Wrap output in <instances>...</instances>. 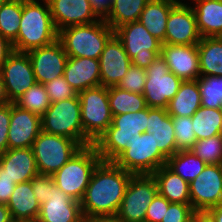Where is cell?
Wrapping results in <instances>:
<instances>
[{
  "mask_svg": "<svg viewBox=\"0 0 222 222\" xmlns=\"http://www.w3.org/2000/svg\"><path fill=\"white\" fill-rule=\"evenodd\" d=\"M133 175L112 161H101L96 166L80 201L83 215L88 219L116 216Z\"/></svg>",
  "mask_w": 222,
  "mask_h": 222,
  "instance_id": "1",
  "label": "cell"
},
{
  "mask_svg": "<svg viewBox=\"0 0 222 222\" xmlns=\"http://www.w3.org/2000/svg\"><path fill=\"white\" fill-rule=\"evenodd\" d=\"M22 0L19 32L12 43L14 51L28 52L52 44L58 39L47 0Z\"/></svg>",
  "mask_w": 222,
  "mask_h": 222,
  "instance_id": "2",
  "label": "cell"
},
{
  "mask_svg": "<svg viewBox=\"0 0 222 222\" xmlns=\"http://www.w3.org/2000/svg\"><path fill=\"white\" fill-rule=\"evenodd\" d=\"M148 107L137 112L115 115L112 124L93 144L102 161H114L141 133L147 132Z\"/></svg>",
  "mask_w": 222,
  "mask_h": 222,
  "instance_id": "3",
  "label": "cell"
},
{
  "mask_svg": "<svg viewBox=\"0 0 222 222\" xmlns=\"http://www.w3.org/2000/svg\"><path fill=\"white\" fill-rule=\"evenodd\" d=\"M115 31L100 20L85 25H73L58 31V40L69 57L99 59Z\"/></svg>",
  "mask_w": 222,
  "mask_h": 222,
  "instance_id": "4",
  "label": "cell"
},
{
  "mask_svg": "<svg viewBox=\"0 0 222 222\" xmlns=\"http://www.w3.org/2000/svg\"><path fill=\"white\" fill-rule=\"evenodd\" d=\"M101 161L93 144L82 147L52 175L54 183L63 193L81 201L92 174Z\"/></svg>",
  "mask_w": 222,
  "mask_h": 222,
  "instance_id": "5",
  "label": "cell"
},
{
  "mask_svg": "<svg viewBox=\"0 0 222 222\" xmlns=\"http://www.w3.org/2000/svg\"><path fill=\"white\" fill-rule=\"evenodd\" d=\"M81 105L83 147L94 144L112 124L108 88L98 86L78 93Z\"/></svg>",
  "mask_w": 222,
  "mask_h": 222,
  "instance_id": "6",
  "label": "cell"
},
{
  "mask_svg": "<svg viewBox=\"0 0 222 222\" xmlns=\"http://www.w3.org/2000/svg\"><path fill=\"white\" fill-rule=\"evenodd\" d=\"M81 148L76 140L41 131L32 146L39 174L52 176Z\"/></svg>",
  "mask_w": 222,
  "mask_h": 222,
  "instance_id": "7",
  "label": "cell"
},
{
  "mask_svg": "<svg viewBox=\"0 0 222 222\" xmlns=\"http://www.w3.org/2000/svg\"><path fill=\"white\" fill-rule=\"evenodd\" d=\"M117 166L134 175L153 174L167 164V158L155 145L154 137L148 132L136 137L114 161Z\"/></svg>",
  "mask_w": 222,
  "mask_h": 222,
  "instance_id": "8",
  "label": "cell"
},
{
  "mask_svg": "<svg viewBox=\"0 0 222 222\" xmlns=\"http://www.w3.org/2000/svg\"><path fill=\"white\" fill-rule=\"evenodd\" d=\"M42 131L76 140L83 147L79 95L53 102L41 117Z\"/></svg>",
  "mask_w": 222,
  "mask_h": 222,
  "instance_id": "9",
  "label": "cell"
},
{
  "mask_svg": "<svg viewBox=\"0 0 222 222\" xmlns=\"http://www.w3.org/2000/svg\"><path fill=\"white\" fill-rule=\"evenodd\" d=\"M115 35L121 40L133 66L147 69L161 55L162 43L139 21L118 27Z\"/></svg>",
  "mask_w": 222,
  "mask_h": 222,
  "instance_id": "10",
  "label": "cell"
},
{
  "mask_svg": "<svg viewBox=\"0 0 222 222\" xmlns=\"http://www.w3.org/2000/svg\"><path fill=\"white\" fill-rule=\"evenodd\" d=\"M158 193L152 174L133 175L116 214L123 222H145L149 205Z\"/></svg>",
  "mask_w": 222,
  "mask_h": 222,
  "instance_id": "11",
  "label": "cell"
},
{
  "mask_svg": "<svg viewBox=\"0 0 222 222\" xmlns=\"http://www.w3.org/2000/svg\"><path fill=\"white\" fill-rule=\"evenodd\" d=\"M182 82V79L169 70L162 56H158L146 69L143 96L147 107L167 109Z\"/></svg>",
  "mask_w": 222,
  "mask_h": 222,
  "instance_id": "12",
  "label": "cell"
},
{
  "mask_svg": "<svg viewBox=\"0 0 222 222\" xmlns=\"http://www.w3.org/2000/svg\"><path fill=\"white\" fill-rule=\"evenodd\" d=\"M190 204L194 210H208L222 203V164H207L189 183Z\"/></svg>",
  "mask_w": 222,
  "mask_h": 222,
  "instance_id": "13",
  "label": "cell"
},
{
  "mask_svg": "<svg viewBox=\"0 0 222 222\" xmlns=\"http://www.w3.org/2000/svg\"><path fill=\"white\" fill-rule=\"evenodd\" d=\"M201 39L192 7L179 1L170 10L163 44L197 45Z\"/></svg>",
  "mask_w": 222,
  "mask_h": 222,
  "instance_id": "14",
  "label": "cell"
},
{
  "mask_svg": "<svg viewBox=\"0 0 222 222\" xmlns=\"http://www.w3.org/2000/svg\"><path fill=\"white\" fill-rule=\"evenodd\" d=\"M26 53L31 61L36 83L45 84L63 76L69 56L58 39L50 45Z\"/></svg>",
  "mask_w": 222,
  "mask_h": 222,
  "instance_id": "15",
  "label": "cell"
},
{
  "mask_svg": "<svg viewBox=\"0 0 222 222\" xmlns=\"http://www.w3.org/2000/svg\"><path fill=\"white\" fill-rule=\"evenodd\" d=\"M0 73L11 103L36 83L31 61L25 52L14 51Z\"/></svg>",
  "mask_w": 222,
  "mask_h": 222,
  "instance_id": "16",
  "label": "cell"
},
{
  "mask_svg": "<svg viewBox=\"0 0 222 222\" xmlns=\"http://www.w3.org/2000/svg\"><path fill=\"white\" fill-rule=\"evenodd\" d=\"M98 60L101 86L107 88L117 86L132 65L121 40L115 34L108 40Z\"/></svg>",
  "mask_w": 222,
  "mask_h": 222,
  "instance_id": "17",
  "label": "cell"
},
{
  "mask_svg": "<svg viewBox=\"0 0 222 222\" xmlns=\"http://www.w3.org/2000/svg\"><path fill=\"white\" fill-rule=\"evenodd\" d=\"M47 1L57 31L68 26L91 24L101 19L89 0Z\"/></svg>",
  "mask_w": 222,
  "mask_h": 222,
  "instance_id": "18",
  "label": "cell"
},
{
  "mask_svg": "<svg viewBox=\"0 0 222 222\" xmlns=\"http://www.w3.org/2000/svg\"><path fill=\"white\" fill-rule=\"evenodd\" d=\"M83 216L80 201L63 193L51 176V190L40 206L37 222H76Z\"/></svg>",
  "mask_w": 222,
  "mask_h": 222,
  "instance_id": "19",
  "label": "cell"
},
{
  "mask_svg": "<svg viewBox=\"0 0 222 222\" xmlns=\"http://www.w3.org/2000/svg\"><path fill=\"white\" fill-rule=\"evenodd\" d=\"M42 131L41 117L11 103L8 149L32 148Z\"/></svg>",
  "mask_w": 222,
  "mask_h": 222,
  "instance_id": "20",
  "label": "cell"
},
{
  "mask_svg": "<svg viewBox=\"0 0 222 222\" xmlns=\"http://www.w3.org/2000/svg\"><path fill=\"white\" fill-rule=\"evenodd\" d=\"M161 56L169 70L183 81L197 80L200 77L197 45L162 44Z\"/></svg>",
  "mask_w": 222,
  "mask_h": 222,
  "instance_id": "21",
  "label": "cell"
},
{
  "mask_svg": "<svg viewBox=\"0 0 222 222\" xmlns=\"http://www.w3.org/2000/svg\"><path fill=\"white\" fill-rule=\"evenodd\" d=\"M39 174L32 148L7 149L0 154V176L15 184L27 182Z\"/></svg>",
  "mask_w": 222,
  "mask_h": 222,
  "instance_id": "22",
  "label": "cell"
},
{
  "mask_svg": "<svg viewBox=\"0 0 222 222\" xmlns=\"http://www.w3.org/2000/svg\"><path fill=\"white\" fill-rule=\"evenodd\" d=\"M63 76L77 93L101 86L99 60L87 57H69Z\"/></svg>",
  "mask_w": 222,
  "mask_h": 222,
  "instance_id": "23",
  "label": "cell"
},
{
  "mask_svg": "<svg viewBox=\"0 0 222 222\" xmlns=\"http://www.w3.org/2000/svg\"><path fill=\"white\" fill-rule=\"evenodd\" d=\"M147 132L153 135L155 145L167 159L177 152L173 120L167 109L148 107Z\"/></svg>",
  "mask_w": 222,
  "mask_h": 222,
  "instance_id": "24",
  "label": "cell"
},
{
  "mask_svg": "<svg viewBox=\"0 0 222 222\" xmlns=\"http://www.w3.org/2000/svg\"><path fill=\"white\" fill-rule=\"evenodd\" d=\"M152 176L158 186V193L170 203L190 204V185L167 165L157 169Z\"/></svg>",
  "mask_w": 222,
  "mask_h": 222,
  "instance_id": "25",
  "label": "cell"
},
{
  "mask_svg": "<svg viewBox=\"0 0 222 222\" xmlns=\"http://www.w3.org/2000/svg\"><path fill=\"white\" fill-rule=\"evenodd\" d=\"M192 7L202 38L222 37V0H193Z\"/></svg>",
  "mask_w": 222,
  "mask_h": 222,
  "instance_id": "26",
  "label": "cell"
},
{
  "mask_svg": "<svg viewBox=\"0 0 222 222\" xmlns=\"http://www.w3.org/2000/svg\"><path fill=\"white\" fill-rule=\"evenodd\" d=\"M180 0H149L138 19L140 23L162 44L170 10Z\"/></svg>",
  "mask_w": 222,
  "mask_h": 222,
  "instance_id": "27",
  "label": "cell"
},
{
  "mask_svg": "<svg viewBox=\"0 0 222 222\" xmlns=\"http://www.w3.org/2000/svg\"><path fill=\"white\" fill-rule=\"evenodd\" d=\"M6 205L12 218L37 220L40 204L34 196L31 180L16 184Z\"/></svg>",
  "mask_w": 222,
  "mask_h": 222,
  "instance_id": "28",
  "label": "cell"
},
{
  "mask_svg": "<svg viewBox=\"0 0 222 222\" xmlns=\"http://www.w3.org/2000/svg\"><path fill=\"white\" fill-rule=\"evenodd\" d=\"M201 107V95L197 80L183 81L176 95L169 101L170 116L192 117Z\"/></svg>",
  "mask_w": 222,
  "mask_h": 222,
  "instance_id": "29",
  "label": "cell"
},
{
  "mask_svg": "<svg viewBox=\"0 0 222 222\" xmlns=\"http://www.w3.org/2000/svg\"><path fill=\"white\" fill-rule=\"evenodd\" d=\"M197 47L200 75L222 76V37H204Z\"/></svg>",
  "mask_w": 222,
  "mask_h": 222,
  "instance_id": "30",
  "label": "cell"
},
{
  "mask_svg": "<svg viewBox=\"0 0 222 222\" xmlns=\"http://www.w3.org/2000/svg\"><path fill=\"white\" fill-rule=\"evenodd\" d=\"M149 0H112L104 21L115 31L118 27L138 21Z\"/></svg>",
  "mask_w": 222,
  "mask_h": 222,
  "instance_id": "31",
  "label": "cell"
},
{
  "mask_svg": "<svg viewBox=\"0 0 222 222\" xmlns=\"http://www.w3.org/2000/svg\"><path fill=\"white\" fill-rule=\"evenodd\" d=\"M197 141L219 135L222 130V109L201 106L191 117Z\"/></svg>",
  "mask_w": 222,
  "mask_h": 222,
  "instance_id": "32",
  "label": "cell"
},
{
  "mask_svg": "<svg viewBox=\"0 0 222 222\" xmlns=\"http://www.w3.org/2000/svg\"><path fill=\"white\" fill-rule=\"evenodd\" d=\"M108 100L112 116L137 112L147 107L143 94L126 91L120 87H108Z\"/></svg>",
  "mask_w": 222,
  "mask_h": 222,
  "instance_id": "33",
  "label": "cell"
},
{
  "mask_svg": "<svg viewBox=\"0 0 222 222\" xmlns=\"http://www.w3.org/2000/svg\"><path fill=\"white\" fill-rule=\"evenodd\" d=\"M166 165L190 183L203 171L207 164L188 150L176 152L167 159Z\"/></svg>",
  "mask_w": 222,
  "mask_h": 222,
  "instance_id": "34",
  "label": "cell"
},
{
  "mask_svg": "<svg viewBox=\"0 0 222 222\" xmlns=\"http://www.w3.org/2000/svg\"><path fill=\"white\" fill-rule=\"evenodd\" d=\"M22 0H7L0 7V34L13 43L19 32Z\"/></svg>",
  "mask_w": 222,
  "mask_h": 222,
  "instance_id": "35",
  "label": "cell"
},
{
  "mask_svg": "<svg viewBox=\"0 0 222 222\" xmlns=\"http://www.w3.org/2000/svg\"><path fill=\"white\" fill-rule=\"evenodd\" d=\"M16 106L31 111L40 117L50 107L51 101L44 84L35 83L13 102Z\"/></svg>",
  "mask_w": 222,
  "mask_h": 222,
  "instance_id": "36",
  "label": "cell"
},
{
  "mask_svg": "<svg viewBox=\"0 0 222 222\" xmlns=\"http://www.w3.org/2000/svg\"><path fill=\"white\" fill-rule=\"evenodd\" d=\"M201 106L222 109V76L200 75L197 79Z\"/></svg>",
  "mask_w": 222,
  "mask_h": 222,
  "instance_id": "37",
  "label": "cell"
},
{
  "mask_svg": "<svg viewBox=\"0 0 222 222\" xmlns=\"http://www.w3.org/2000/svg\"><path fill=\"white\" fill-rule=\"evenodd\" d=\"M190 151L206 164H222V136L219 134L198 140Z\"/></svg>",
  "mask_w": 222,
  "mask_h": 222,
  "instance_id": "38",
  "label": "cell"
},
{
  "mask_svg": "<svg viewBox=\"0 0 222 222\" xmlns=\"http://www.w3.org/2000/svg\"><path fill=\"white\" fill-rule=\"evenodd\" d=\"M178 151H188L197 142L191 117L172 116Z\"/></svg>",
  "mask_w": 222,
  "mask_h": 222,
  "instance_id": "39",
  "label": "cell"
},
{
  "mask_svg": "<svg viewBox=\"0 0 222 222\" xmlns=\"http://www.w3.org/2000/svg\"><path fill=\"white\" fill-rule=\"evenodd\" d=\"M51 103L70 99L78 95L77 91L69 85L64 76L58 77L44 84Z\"/></svg>",
  "mask_w": 222,
  "mask_h": 222,
  "instance_id": "40",
  "label": "cell"
},
{
  "mask_svg": "<svg viewBox=\"0 0 222 222\" xmlns=\"http://www.w3.org/2000/svg\"><path fill=\"white\" fill-rule=\"evenodd\" d=\"M145 82L146 69L131 65L117 87L133 93L143 94Z\"/></svg>",
  "mask_w": 222,
  "mask_h": 222,
  "instance_id": "41",
  "label": "cell"
},
{
  "mask_svg": "<svg viewBox=\"0 0 222 222\" xmlns=\"http://www.w3.org/2000/svg\"><path fill=\"white\" fill-rule=\"evenodd\" d=\"M194 211L191 204L170 203L161 222H192Z\"/></svg>",
  "mask_w": 222,
  "mask_h": 222,
  "instance_id": "42",
  "label": "cell"
},
{
  "mask_svg": "<svg viewBox=\"0 0 222 222\" xmlns=\"http://www.w3.org/2000/svg\"><path fill=\"white\" fill-rule=\"evenodd\" d=\"M169 204L170 202L166 198L157 193L147 209L145 222H161Z\"/></svg>",
  "mask_w": 222,
  "mask_h": 222,
  "instance_id": "43",
  "label": "cell"
},
{
  "mask_svg": "<svg viewBox=\"0 0 222 222\" xmlns=\"http://www.w3.org/2000/svg\"><path fill=\"white\" fill-rule=\"evenodd\" d=\"M31 185L35 198L40 206L46 202L51 190V176L38 174L31 179Z\"/></svg>",
  "mask_w": 222,
  "mask_h": 222,
  "instance_id": "44",
  "label": "cell"
},
{
  "mask_svg": "<svg viewBox=\"0 0 222 222\" xmlns=\"http://www.w3.org/2000/svg\"><path fill=\"white\" fill-rule=\"evenodd\" d=\"M11 118V103L0 105V154L8 149V131Z\"/></svg>",
  "mask_w": 222,
  "mask_h": 222,
  "instance_id": "45",
  "label": "cell"
},
{
  "mask_svg": "<svg viewBox=\"0 0 222 222\" xmlns=\"http://www.w3.org/2000/svg\"><path fill=\"white\" fill-rule=\"evenodd\" d=\"M15 183L7 176H0V203L7 204L14 191Z\"/></svg>",
  "mask_w": 222,
  "mask_h": 222,
  "instance_id": "46",
  "label": "cell"
},
{
  "mask_svg": "<svg viewBox=\"0 0 222 222\" xmlns=\"http://www.w3.org/2000/svg\"><path fill=\"white\" fill-rule=\"evenodd\" d=\"M14 52L12 43L0 34V72L9 56Z\"/></svg>",
  "mask_w": 222,
  "mask_h": 222,
  "instance_id": "47",
  "label": "cell"
},
{
  "mask_svg": "<svg viewBox=\"0 0 222 222\" xmlns=\"http://www.w3.org/2000/svg\"><path fill=\"white\" fill-rule=\"evenodd\" d=\"M93 9L96 11V13L101 17L104 18L111 5L112 0H89Z\"/></svg>",
  "mask_w": 222,
  "mask_h": 222,
  "instance_id": "48",
  "label": "cell"
},
{
  "mask_svg": "<svg viewBox=\"0 0 222 222\" xmlns=\"http://www.w3.org/2000/svg\"><path fill=\"white\" fill-rule=\"evenodd\" d=\"M192 222H216V219L209 210H195Z\"/></svg>",
  "mask_w": 222,
  "mask_h": 222,
  "instance_id": "49",
  "label": "cell"
},
{
  "mask_svg": "<svg viewBox=\"0 0 222 222\" xmlns=\"http://www.w3.org/2000/svg\"><path fill=\"white\" fill-rule=\"evenodd\" d=\"M89 222H123L117 216H97L89 219Z\"/></svg>",
  "mask_w": 222,
  "mask_h": 222,
  "instance_id": "50",
  "label": "cell"
},
{
  "mask_svg": "<svg viewBox=\"0 0 222 222\" xmlns=\"http://www.w3.org/2000/svg\"><path fill=\"white\" fill-rule=\"evenodd\" d=\"M12 219L6 204L0 203V222H10Z\"/></svg>",
  "mask_w": 222,
  "mask_h": 222,
  "instance_id": "51",
  "label": "cell"
},
{
  "mask_svg": "<svg viewBox=\"0 0 222 222\" xmlns=\"http://www.w3.org/2000/svg\"><path fill=\"white\" fill-rule=\"evenodd\" d=\"M11 103L6 93L5 85L0 73V105Z\"/></svg>",
  "mask_w": 222,
  "mask_h": 222,
  "instance_id": "52",
  "label": "cell"
},
{
  "mask_svg": "<svg viewBox=\"0 0 222 222\" xmlns=\"http://www.w3.org/2000/svg\"><path fill=\"white\" fill-rule=\"evenodd\" d=\"M208 210L214 215L216 222H222V203Z\"/></svg>",
  "mask_w": 222,
  "mask_h": 222,
  "instance_id": "53",
  "label": "cell"
},
{
  "mask_svg": "<svg viewBox=\"0 0 222 222\" xmlns=\"http://www.w3.org/2000/svg\"><path fill=\"white\" fill-rule=\"evenodd\" d=\"M10 222H37V220L12 218Z\"/></svg>",
  "mask_w": 222,
  "mask_h": 222,
  "instance_id": "54",
  "label": "cell"
},
{
  "mask_svg": "<svg viewBox=\"0 0 222 222\" xmlns=\"http://www.w3.org/2000/svg\"><path fill=\"white\" fill-rule=\"evenodd\" d=\"M76 222H89V219L85 217L84 215Z\"/></svg>",
  "mask_w": 222,
  "mask_h": 222,
  "instance_id": "55",
  "label": "cell"
},
{
  "mask_svg": "<svg viewBox=\"0 0 222 222\" xmlns=\"http://www.w3.org/2000/svg\"><path fill=\"white\" fill-rule=\"evenodd\" d=\"M7 0H0V7L6 2Z\"/></svg>",
  "mask_w": 222,
  "mask_h": 222,
  "instance_id": "56",
  "label": "cell"
}]
</instances>
